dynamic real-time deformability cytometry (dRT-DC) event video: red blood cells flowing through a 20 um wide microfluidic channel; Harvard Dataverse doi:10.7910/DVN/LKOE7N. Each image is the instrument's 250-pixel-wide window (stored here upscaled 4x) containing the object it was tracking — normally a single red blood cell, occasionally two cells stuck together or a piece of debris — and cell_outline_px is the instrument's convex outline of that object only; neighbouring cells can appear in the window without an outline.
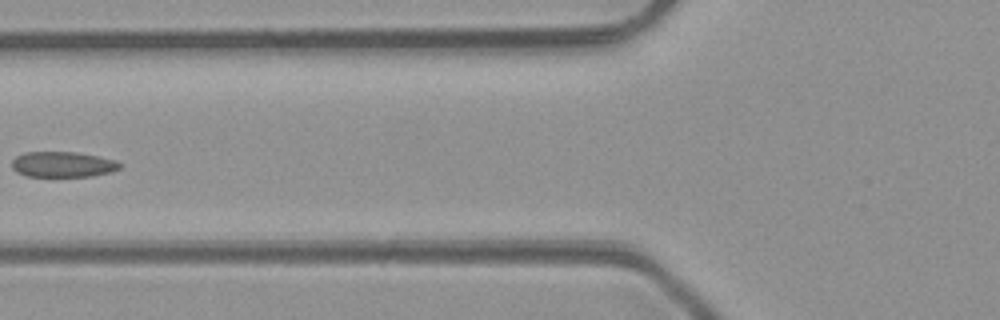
{"species": "common noctule bat (a hibernating species)", "species_latin": "Nyctalus noctula", "temperature_condition": "room temperature", "stored_images_in_passage": 5, "camera_frame_rate_fps": 3000, "um_per_image_px": 0.085, "animal": {"sex": "male", "body_mass_g": 23.1, "forearm_length_mm": 52.7}, "frame": {"image": 1, "passage_image": 5, "time_ms": 4.333, "image_size_px": [1000, 320], "cell_outline_px": [[124, 164], [120, 168], [112, 172], [92, 176], [28, 176], [16, 172], [12, 168], [12, 160], [16, 156], [24, 152], [76, 152], [116, 160]], "centroid_in_image_um": [5.35, 13.97], "position_along_channel_um": 120.4, "area_um2": 16.13}}